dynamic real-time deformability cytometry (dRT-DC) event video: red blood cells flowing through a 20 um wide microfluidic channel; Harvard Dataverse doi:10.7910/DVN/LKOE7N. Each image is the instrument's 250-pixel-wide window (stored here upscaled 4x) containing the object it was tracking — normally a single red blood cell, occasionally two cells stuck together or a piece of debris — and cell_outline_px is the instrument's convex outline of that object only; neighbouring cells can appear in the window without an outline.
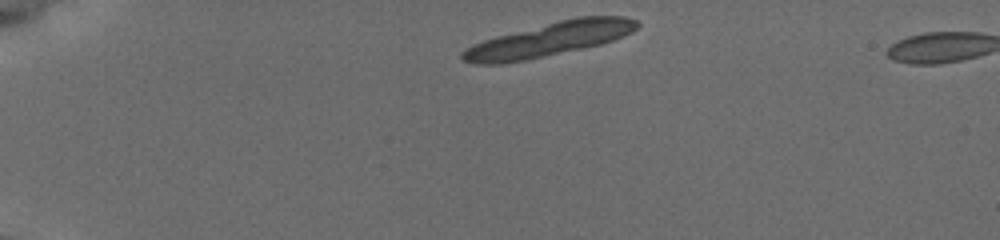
{"species": "common noctule bat (a hibernating species)", "species_latin": "Nyctalus noctula", "temperature_condition": "cold", "stored_images_in_passage": 8, "segment_of_instrument_passage": [1, 2], "camera_frame_rate_fps": 3000, "um_per_image_px": 0.085, "animal": {"sex": "female", "body_mass_g": 19.5, "forearm_length_mm": 54.1}, "frame": {"image": 1, "passage_image": 1, "time_ms": 0.0, "image_size_px": [1000, 240], "cell_outline_px": [[640, 24], [632, 32], [612, 40], [600, 44], [524, 60], [500, 64], [476, 64], [464, 60], [460, 56], [460, 52], [464, 48], [472, 44], [496, 36], [576, 16], [624, 16], [636, 20]], "centroid_in_image_um": [46.65, 3.34], "position_along_channel_um": 38.3, "area_um2": 34.1}}